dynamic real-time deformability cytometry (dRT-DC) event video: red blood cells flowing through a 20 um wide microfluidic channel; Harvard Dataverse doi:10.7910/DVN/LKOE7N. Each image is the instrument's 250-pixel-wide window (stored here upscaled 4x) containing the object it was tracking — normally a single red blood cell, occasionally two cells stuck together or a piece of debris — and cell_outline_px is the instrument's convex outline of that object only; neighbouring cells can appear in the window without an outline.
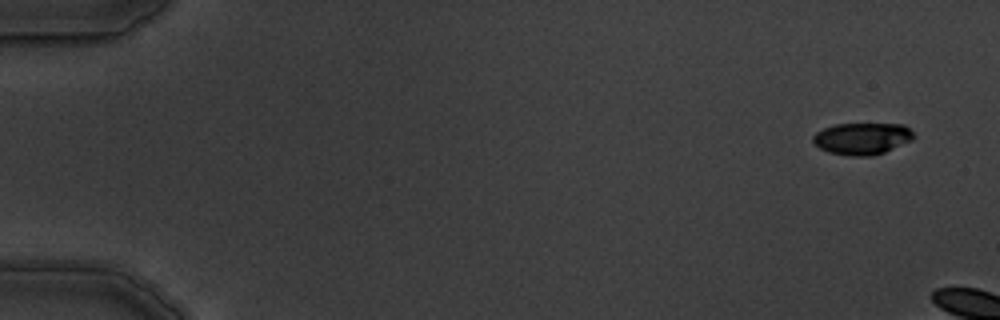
{"species": "common noctule bat (a hibernating species)", "species_latin": "Nyctalus noctula", "temperature_condition": "warm", "stored_images_in_passage": 3, "camera_frame_rate_fps": 3000, "um_per_image_px": 0.085, "animal": {"sex": "male", "body_mass_g": 19.5, "forearm_length_mm": 54.6}, "frame": {"image": 1, "passage_image": 1, "time_ms": 0.0, "image_size_px": [1000, 320], "cell_outline_px": [[916, 136], [912, 140], [884, 152], [872, 156], [848, 156], [828, 152], [820, 148], [812, 140], [812, 136], [816, 132], [824, 128], [836, 124], [904, 124]], "centroid_in_image_um": [73.28, 11.78], "position_along_channel_um": 11.7, "area_um2": 18.67}}